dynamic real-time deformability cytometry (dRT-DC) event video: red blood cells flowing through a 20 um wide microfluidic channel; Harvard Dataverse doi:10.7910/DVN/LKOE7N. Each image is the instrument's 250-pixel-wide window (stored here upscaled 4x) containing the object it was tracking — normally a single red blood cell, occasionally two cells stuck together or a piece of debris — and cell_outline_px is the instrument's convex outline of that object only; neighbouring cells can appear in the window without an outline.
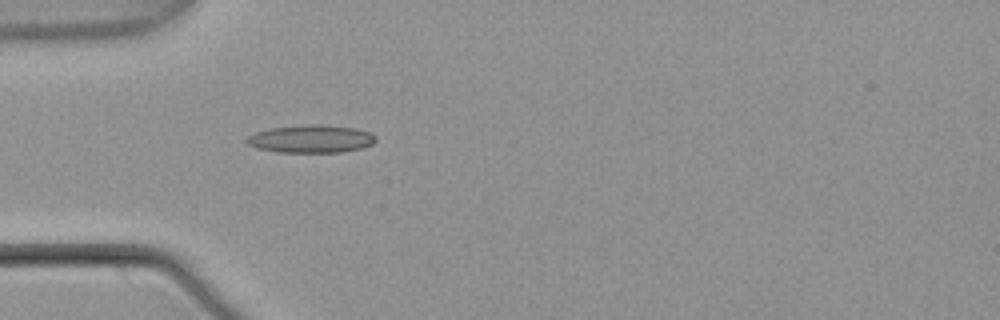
{"species": "common noctule bat (a hibernating species)", "species_latin": "Nyctalus noctula", "temperature_condition": "warm", "stored_images_in_passage": 5, "camera_frame_rate_fps": 3000, "um_per_image_px": 0.085, "animal": {"sex": "male", "body_mass_g": 21.5, "forearm_length_mm": 52.0}, "frame": {"image": 1, "passage_image": 5, "time_ms": 1.333, "image_size_px": [1000, 320], "cell_outline_px": [[376, 140], [372, 144], [360, 148], [340, 152], [276, 152], [256, 148], [248, 144], [244, 140], [248, 136], [256, 132], [272, 128], [312, 124], [320, 124], [356, 128], [368, 132], [376, 136]], "centroid_in_image_um": [26.42, 11.8], "position_along_channel_um": 58.6, "area_um2": 20.81}}